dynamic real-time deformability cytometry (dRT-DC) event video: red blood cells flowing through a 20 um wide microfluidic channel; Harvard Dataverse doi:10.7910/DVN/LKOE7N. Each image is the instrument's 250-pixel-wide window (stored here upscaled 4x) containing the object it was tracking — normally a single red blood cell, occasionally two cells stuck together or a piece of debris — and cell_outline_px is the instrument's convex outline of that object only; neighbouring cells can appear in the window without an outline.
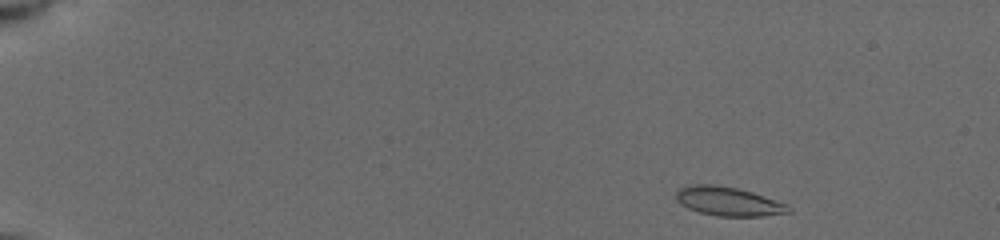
{"species": "common noctule bat (a hibernating species)", "species_latin": "Nyctalus noctula", "temperature_condition": "cold", "stored_images_in_passage": 29, "camera_frame_rate_fps": 3000, "um_per_image_px": 0.085, "animal": {"sex": "female", "body_mass_g": 19.5, "forearm_length_mm": 54.1}, "frame": {"image": 1, "passage_image": 1, "time_ms": 0.0, "image_size_px": [1000, 240], "cell_outline_px": [[792, 212], [760, 216], [716, 216], [700, 212], [688, 208], [680, 204], [676, 200], [676, 188], [688, 184], [712, 184], [736, 188], [752, 192], [788, 204], [792, 208]], "centroid_in_image_um": [61.88, 17.11], "position_along_channel_um": 23.1, "area_um2": 19.13}}
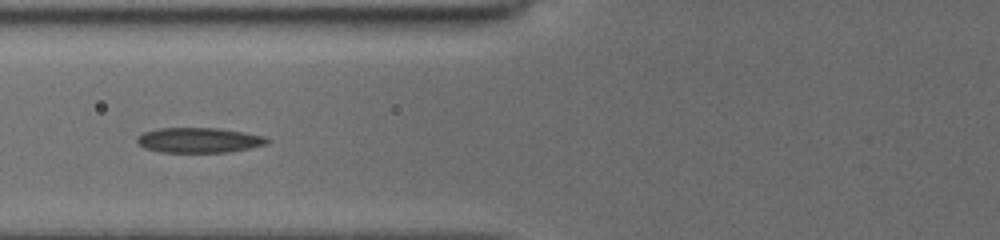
{"frame": {"image": 2, "passage_image": 17, "time_ms": 5.333, "image_size_px": [1000, 240], "cell_outline_px": [[272, 140], [268, 144], [228, 152], [160, 152], [144, 148], [136, 140], [136, 136], [144, 132], [160, 128], [216, 128], [244, 132], [264, 136]], "centroid_in_image_um": [16.92, 11.91], "position_along_channel_um": 108.9, "area_um2": 19.02}}
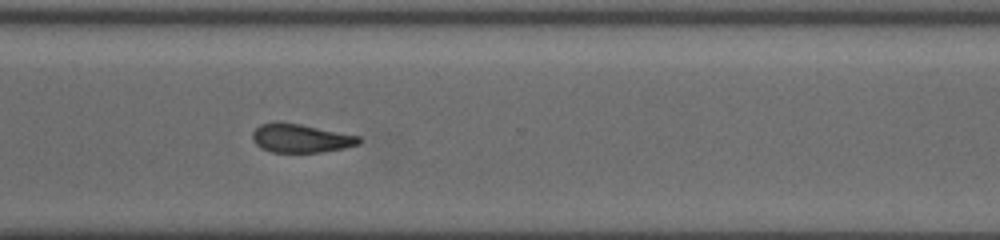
{"frame": {"image": 3, "passage_image": 29, "time_ms": 11.333, "image_size_px": [1000, 240], "cell_outline_px": [[364, 140], [360, 144], [344, 148], [320, 152], [272, 152], [260, 148], [256, 144], [252, 136], [252, 132], [260, 124], [300, 124], [360, 136]], "centroid_in_image_um": [25.62, 11.78], "position_along_channel_um": 345.0, "area_um2": 17.4}}